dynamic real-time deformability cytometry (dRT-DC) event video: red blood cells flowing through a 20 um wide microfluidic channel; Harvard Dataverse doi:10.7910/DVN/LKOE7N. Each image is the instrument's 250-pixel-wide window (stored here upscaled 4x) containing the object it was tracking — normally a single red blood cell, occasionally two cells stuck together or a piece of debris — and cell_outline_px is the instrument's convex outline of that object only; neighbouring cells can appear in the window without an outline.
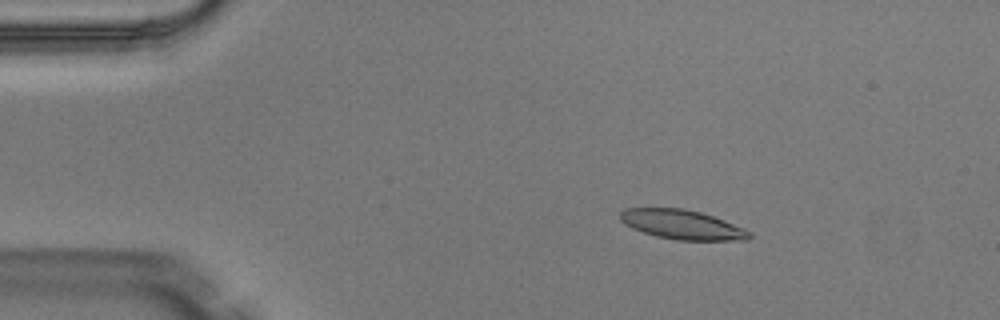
{"species": "Egyptian fruit bat (a non-hibernating species)", "species_latin": "Rousettus aegyptiacus", "temperature_condition": "warm", "stored_images_in_passage": 4, "camera_frame_rate_fps": 3000, "um_per_image_px": 0.085, "animal": {"sex": "male"}, "frame": {"image": 1, "passage_image": 3, "time_ms": 0.667, "image_size_px": [1000, 320], "cell_outline_px": [[752, 236], [748, 240], [676, 240], [656, 236], [632, 228], [624, 224], [620, 220], [620, 212], [624, 208], [680, 208], [700, 212], [724, 220], [744, 228], [752, 232]], "centroid_in_image_um": [57.98, 19.09], "position_along_channel_um": 27.0, "area_um2": 22.14}}